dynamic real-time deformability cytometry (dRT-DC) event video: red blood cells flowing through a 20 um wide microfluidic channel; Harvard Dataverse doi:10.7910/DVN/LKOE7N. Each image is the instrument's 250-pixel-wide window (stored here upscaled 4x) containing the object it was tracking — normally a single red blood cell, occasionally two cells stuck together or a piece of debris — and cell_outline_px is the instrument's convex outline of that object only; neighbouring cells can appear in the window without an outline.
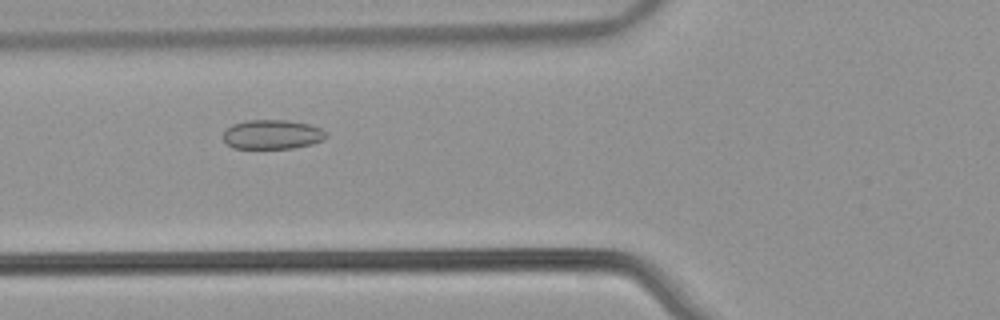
{"species": "common noctule bat (a hibernating species)", "species_latin": "Nyctalus noctula", "temperature_condition": "warm", "stored_images_in_passage": 52, "camera_frame_rate_fps": 3000, "um_per_image_px": 0.085, "animal": {"sex": "male", "body_mass_g": 21.5, "forearm_length_mm": 52.0}, "frame": {"image": 1, "passage_image": 19, "time_ms": 6.0, "image_size_px": [1000, 320], "cell_outline_px": [[328, 136], [324, 140], [312, 144], [296, 148], [232, 148], [224, 144], [224, 132], [232, 124], [244, 120], [288, 120], [308, 124], [320, 128], [328, 132]], "centroid_in_image_um": [23.16, 11.43], "position_along_channel_um": 102.6, "area_um2": 17.86}}
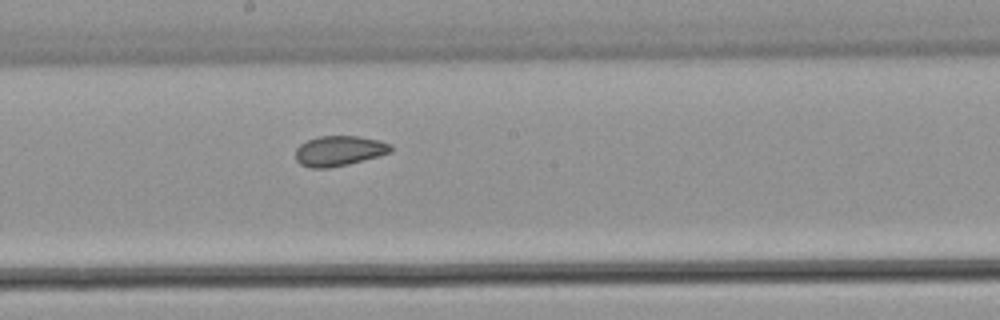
{"frame": {"image": 2, "passage_image": 28, "time_ms": 9.0, "image_size_px": [1000, 320], "cell_outline_px": [[392, 152], [380, 156], [348, 164], [328, 168], [308, 168], [300, 164], [296, 160], [296, 148], [300, 144], [308, 140], [320, 136], [356, 136], [380, 140], [392, 144]], "centroid_in_image_um": [28.84, 12.83], "position_along_channel_um": 219.4, "area_um2": 16.88}}
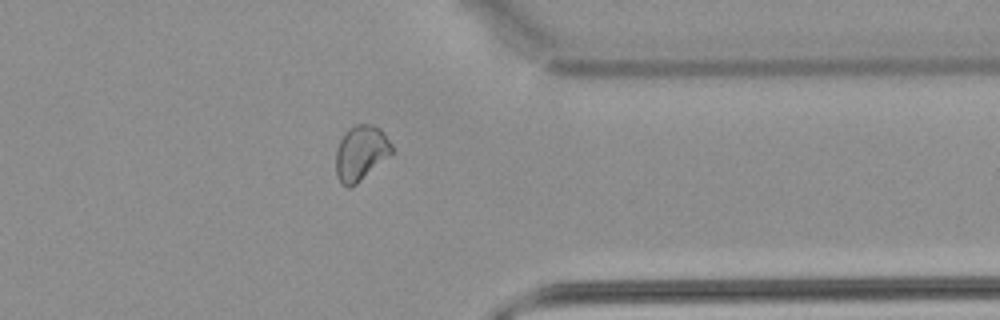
{"frame": {"image": 3, "passage_image": 41, "time_ms": 13.333, "image_size_px": [1000, 320], "cell_outline_px": [[392, 152], [352, 188], [348, 188], [340, 184], [336, 176], [336, 148], [344, 132], [348, 128], [356, 124], [372, 124], [380, 128], [384, 132], [392, 144]], "centroid_in_image_um": [30.63, 13.0], "position_along_channel_um": 380.8, "area_um2": 18.03}, "authors_computed_cell_mechanics": {"area_um2": 18.2648, "velocity_mm_per_s": 3.8827, "shape_relaxation_time_tau1_ms": null, "shape_relaxation_time_tau2_ms": 1.4138, "deformation_change_tau1": null, "deformation_change_tau2": 0.0552}}